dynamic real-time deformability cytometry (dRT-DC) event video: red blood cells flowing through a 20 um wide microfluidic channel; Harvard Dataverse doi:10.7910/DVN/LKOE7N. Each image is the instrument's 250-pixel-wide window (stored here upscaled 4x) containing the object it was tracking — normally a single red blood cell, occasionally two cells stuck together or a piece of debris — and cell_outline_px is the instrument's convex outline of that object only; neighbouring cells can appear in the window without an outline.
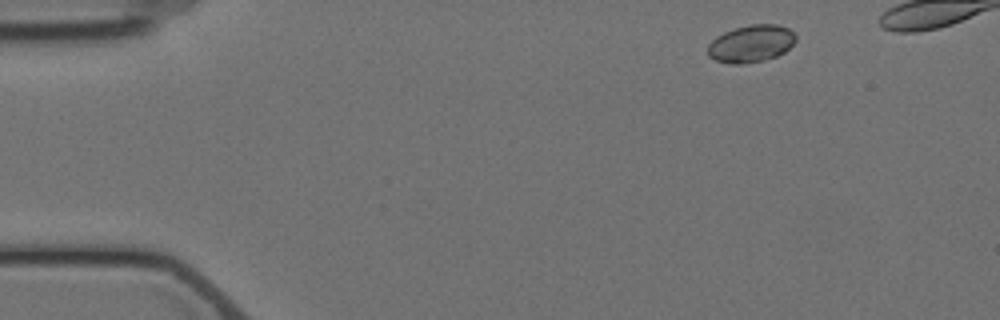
{"species": "Egyptian fruit bat (a non-hibernating species)", "species_latin": "Rousettus aegyptiacus", "temperature_condition": "cold", "stored_images_in_passage": 5, "camera_frame_rate_fps": 3000, "um_per_image_px": 0.085, "animal": {"sex": "female"}, "frame": {"image": 1, "passage_image": 1, "time_ms": 0.0, "image_size_px": [1000, 320], "cell_outline_px": [[796, 40], [784, 52], [776, 56], [764, 60], [740, 64], [728, 64], [716, 60], [708, 56], [708, 44], [716, 36], [724, 32], [736, 28], [752, 24], [776, 24], [788, 28], [796, 36]], "centroid_in_image_um": [63.82, 3.71], "position_along_channel_um": 21.2, "area_um2": 19.02}}